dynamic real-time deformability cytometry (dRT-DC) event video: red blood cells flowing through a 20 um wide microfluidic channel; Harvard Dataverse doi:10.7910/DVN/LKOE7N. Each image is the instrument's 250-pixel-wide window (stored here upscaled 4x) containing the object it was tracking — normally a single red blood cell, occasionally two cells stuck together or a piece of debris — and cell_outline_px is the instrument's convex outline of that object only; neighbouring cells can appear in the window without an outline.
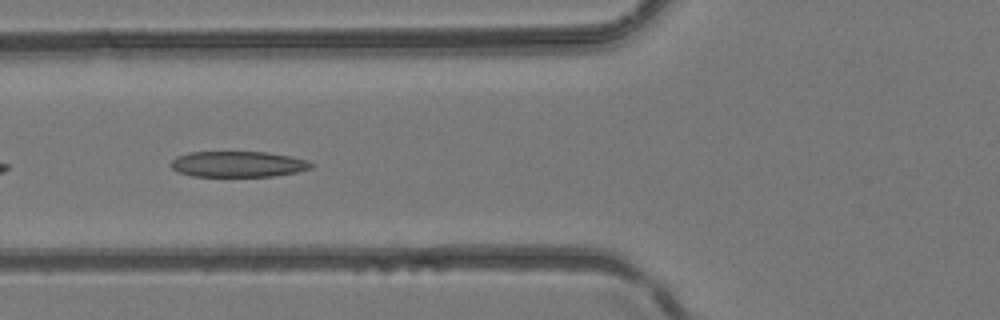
{"species": "common noctule bat (a hibernating species)", "species_latin": "Nyctalus noctula", "temperature_condition": "room temperature", "stored_images_in_passage": 6, "camera_frame_rate_fps": 3000, "um_per_image_px": 0.085, "animal": {"sex": "female", "body_mass_g": 24.6, "forearm_length_mm": 56.2}, "frame": {"image": 1, "passage_image": 6, "time_ms": 1.667, "image_size_px": [1000, 320], "cell_outline_px": [[316, 164], [312, 168], [296, 172], [276, 176], [192, 176], [180, 172], [172, 168], [172, 160], [176, 156], [188, 152], [268, 152], [292, 156], [308, 160]], "centroid_in_image_um": [20.3, 13.94], "position_along_channel_um": 105.5, "area_um2": 21.21}}